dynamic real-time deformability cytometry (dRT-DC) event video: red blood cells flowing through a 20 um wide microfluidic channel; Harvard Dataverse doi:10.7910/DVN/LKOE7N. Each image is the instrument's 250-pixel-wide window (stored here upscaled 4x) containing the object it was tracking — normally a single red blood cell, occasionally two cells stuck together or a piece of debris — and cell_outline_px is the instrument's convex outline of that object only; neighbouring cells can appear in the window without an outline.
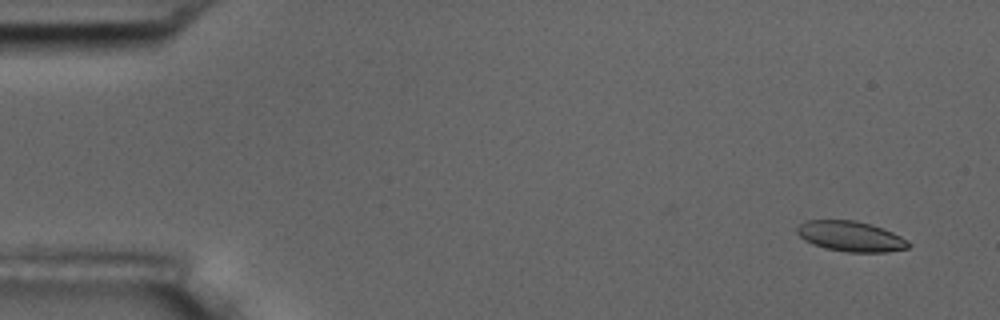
{"species": "common noctule bat (a hibernating species)", "species_latin": "Nyctalus noctula", "temperature_condition": "room temperature", "stored_images_in_passage": 5, "camera_frame_rate_fps": 3000, "um_per_image_px": 0.085, "animal": {"sex": "male", "body_mass_g": 17.5, "forearm_length_mm": 52.3}, "frame": {"image": 1, "passage_image": 2, "time_ms": 0.333, "image_size_px": [1000, 320], "cell_outline_px": [[912, 244], [908, 248], [888, 252], [848, 252], [824, 248], [812, 244], [804, 240], [796, 232], [796, 228], [800, 224], [808, 220], [856, 220], [872, 224], [892, 232], [908, 240]], "centroid_in_image_um": [72.32, 20.09], "position_along_channel_um": 12.7, "area_um2": 19.83}}
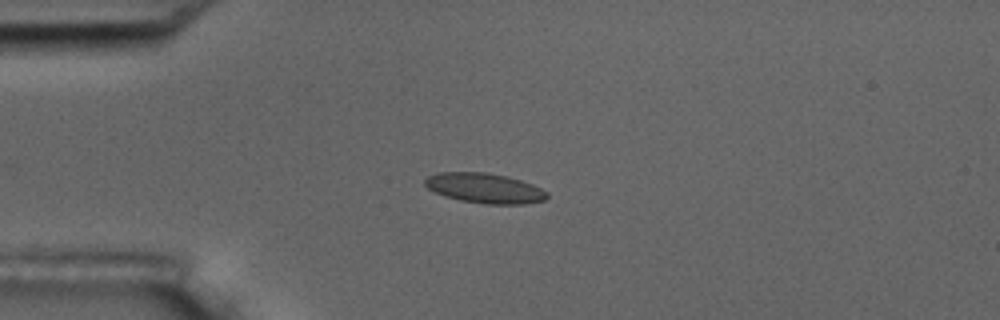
{"frame": {"image": 2, "passage_image": 5, "time_ms": 1.333, "image_size_px": [1000, 320], "cell_outline_px": [[548, 196], [544, 200], [524, 204], [484, 204], [460, 200], [444, 196], [428, 188], [424, 184], [424, 180], [428, 176], [440, 172], [488, 172], [508, 176], [532, 184], [548, 192]], "centroid_in_image_um": [41.2, 15.99], "position_along_channel_um": 43.8, "area_um2": 21.39}}